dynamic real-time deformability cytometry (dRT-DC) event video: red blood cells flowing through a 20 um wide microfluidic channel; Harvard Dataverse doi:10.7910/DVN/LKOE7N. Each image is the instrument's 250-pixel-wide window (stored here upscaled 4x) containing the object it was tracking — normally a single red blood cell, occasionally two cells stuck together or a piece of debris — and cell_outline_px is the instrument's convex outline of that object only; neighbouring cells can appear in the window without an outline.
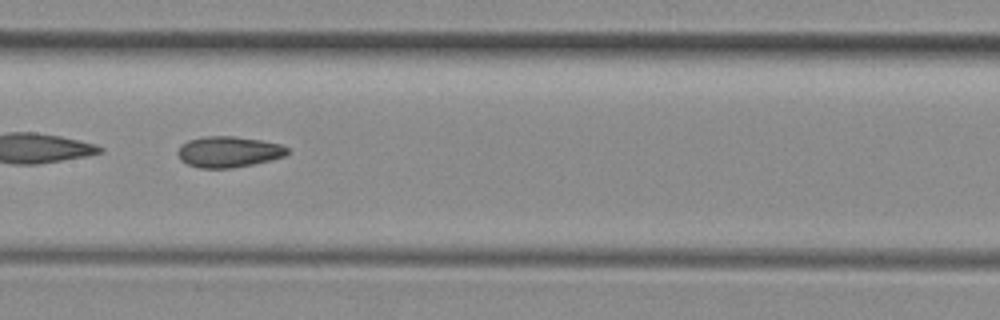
{"species": "common noctule bat (a hibernating species)", "species_latin": "Nyctalus noctula", "temperature_condition": "room temperature", "stored_images_in_passage": 33, "camera_frame_rate_fps": 3000, "um_per_image_px": 0.085, "animal": {"sex": "female", "body_mass_g": 29.2, "forearm_length_mm": 56.3}, "frame": {"image": 1, "passage_image": 10, "time_ms": 3.0, "image_size_px": [1000, 320], "cell_outline_px": [[288, 152], [284, 156], [252, 164], [232, 168], [200, 168], [188, 164], [180, 160], [176, 152], [180, 144], [188, 140], [204, 136], [236, 136], [260, 140], [280, 144], [288, 148]], "centroid_in_image_um": [19.37, 12.89], "position_along_channel_um": 188.0, "area_um2": 19.77}}
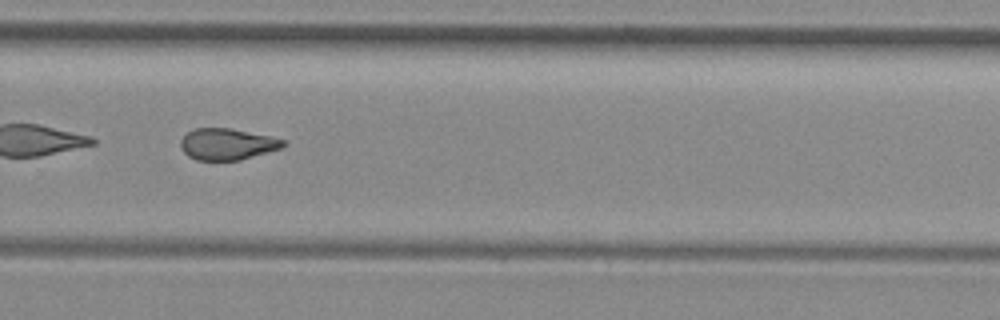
{"frame": {"image": 2, "passage_image": 19, "time_ms": 6.0, "image_size_px": [1000, 320], "cell_outline_px": [[288, 144], [280, 148], [240, 160], [196, 160], [188, 156], [180, 148], [180, 140], [188, 132], [196, 128], [228, 128], [268, 136], [284, 140]], "centroid_in_image_um": [19.27, 12.26], "position_along_channel_um": 310.5, "area_um2": 18.55}, "authors_computed_cell_mechanics": {"area_um2": 19.4786, "velocity_mm_per_s": 4.1025, "shape_relaxation_time_tau1_ms": null, "shape_relaxation_time_tau2_ms": 3.0682, "deformation_change_tau1": null, "deformation_change_tau2": 0.1068}}